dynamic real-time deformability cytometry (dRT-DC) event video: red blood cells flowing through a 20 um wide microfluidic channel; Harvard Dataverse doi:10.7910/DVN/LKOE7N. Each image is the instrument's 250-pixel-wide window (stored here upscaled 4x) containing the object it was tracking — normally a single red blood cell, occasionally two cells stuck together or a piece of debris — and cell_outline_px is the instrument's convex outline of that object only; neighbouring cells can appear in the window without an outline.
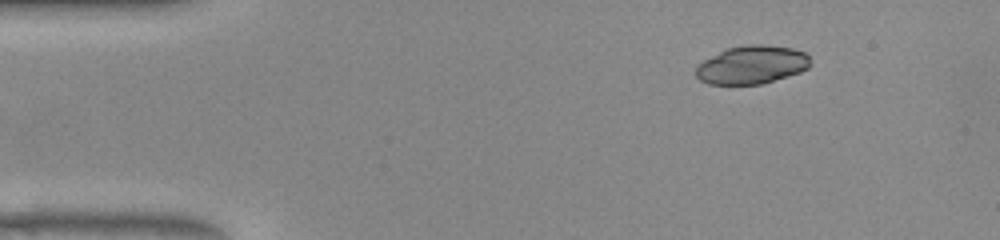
{"species": "common noctule bat (a hibernating species)", "species_latin": "Nyctalus noctula", "temperature_condition": "warm", "stored_images_in_passage": 9, "camera_frame_rate_fps": 3000, "um_per_image_px": 0.085, "animal": {"sex": "female", "body_mass_g": 22.0, "forearm_length_mm": 56.7}, "frame": {"image": 1, "passage_image": 1, "time_ms": 0.0, "image_size_px": [1000, 240], "cell_outline_px": [[808, 64], [804, 68], [796, 72], [772, 80], [756, 84], [712, 84], [696, 76], [696, 68], [700, 64], [732, 48], [788, 48], [804, 52], [808, 56]], "centroid_in_image_um": [63.88, 5.58], "position_along_channel_um": 21.1, "area_um2": 22.95}}